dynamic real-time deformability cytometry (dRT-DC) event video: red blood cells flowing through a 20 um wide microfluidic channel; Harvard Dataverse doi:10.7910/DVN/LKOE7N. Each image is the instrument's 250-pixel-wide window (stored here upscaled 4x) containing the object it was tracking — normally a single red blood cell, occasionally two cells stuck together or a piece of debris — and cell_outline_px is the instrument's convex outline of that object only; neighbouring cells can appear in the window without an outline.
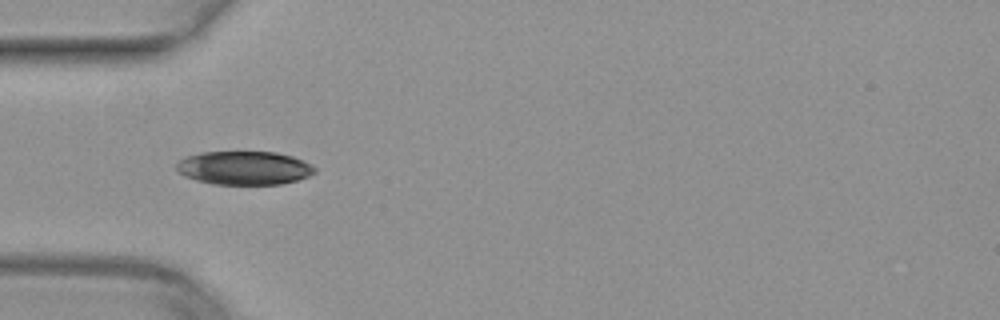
{"species": "common noctule bat (a hibernating species)", "species_latin": "Nyctalus noctula", "temperature_condition": "warm", "stored_images_in_passage": 9, "camera_frame_rate_fps": 3000, "um_per_image_px": 0.085, "animal": {"sex": "female", "body_mass_g": 29.2, "forearm_length_mm": 56.3}, "frame": {"image": 1, "passage_image": 1, "time_ms": 0.0, "image_size_px": [1000, 320], "cell_outline_px": [[316, 172], [308, 176], [296, 180], [280, 184], [212, 184], [196, 180], [184, 176], [176, 172], [176, 164], [180, 160], [188, 156], [200, 152], [276, 152], [292, 156], [304, 160], [316, 168]], "centroid_in_image_um": [20.74, 14.27], "position_along_channel_um": 64.3, "area_um2": 27.11}}
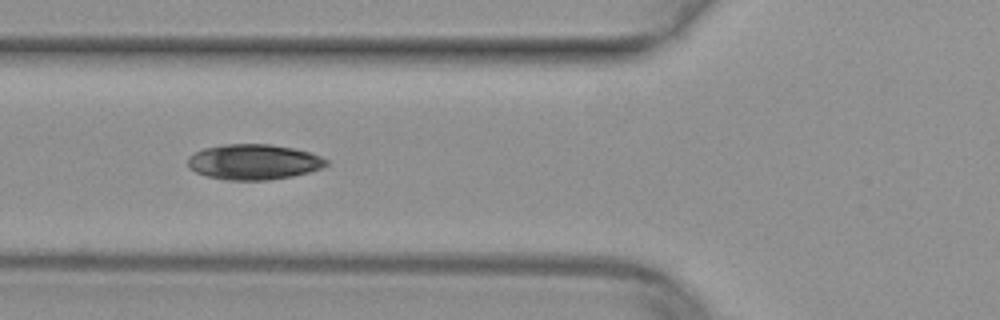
{"frame": {"image": 2, "passage_image": 4, "time_ms": 1.0, "image_size_px": [1000, 320], "cell_outline_px": [[328, 164], [320, 168], [308, 172], [292, 176], [268, 180], [228, 180], [208, 176], [196, 172], [188, 168], [188, 156], [204, 148], [224, 144], [268, 144], [296, 148], [320, 156], [328, 160]], "centroid_in_image_um": [21.55, 13.76], "position_along_channel_um": 104.2, "area_um2": 28.5}}
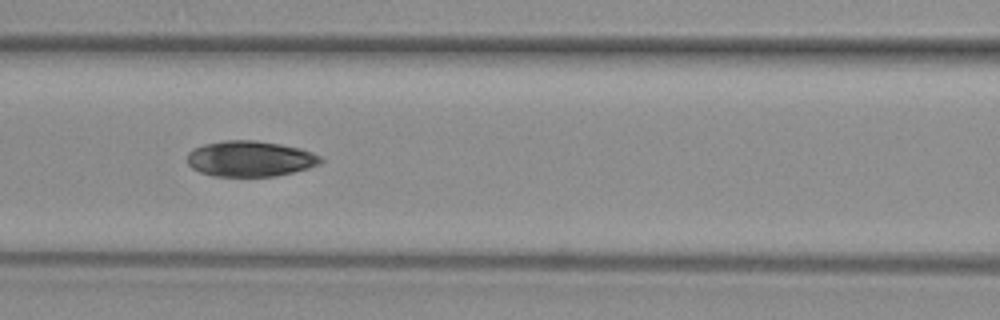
{"frame": {"image": 3, "passage_image": 7, "time_ms": 2.0, "image_size_px": [1000, 320], "cell_outline_px": [[324, 160], [320, 164], [308, 168], [276, 176], [212, 176], [200, 172], [192, 168], [188, 164], [188, 152], [192, 148], [204, 144], [224, 140], [256, 140], [280, 144], [300, 148], [312, 152], [320, 156]], "centroid_in_image_um": [21.25, 13.49], "position_along_channel_um": 145.3, "area_um2": 27.86}}